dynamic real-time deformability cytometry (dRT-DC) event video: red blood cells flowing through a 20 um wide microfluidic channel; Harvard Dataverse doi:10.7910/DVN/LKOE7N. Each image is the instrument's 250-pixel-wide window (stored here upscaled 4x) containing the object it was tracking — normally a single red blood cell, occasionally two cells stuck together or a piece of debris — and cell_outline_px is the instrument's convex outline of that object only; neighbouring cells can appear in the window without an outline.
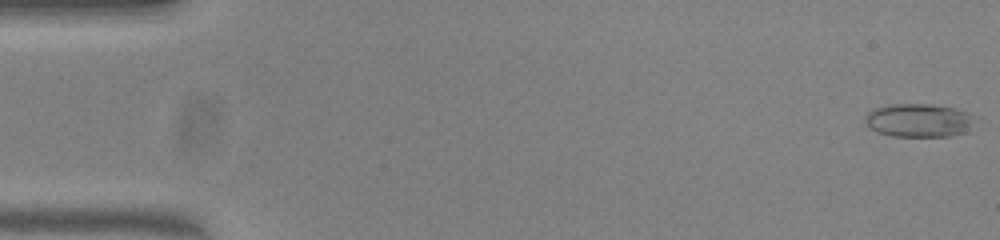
{"species": "common noctule bat (a hibernating species)", "species_latin": "Nyctalus noctula", "temperature_condition": "warm", "stored_images_in_passage": 54, "camera_frame_rate_fps": 3000, "um_per_image_px": 0.085, "animal": {"sex": "female", "body_mass_g": 23.0, "forearm_length_mm": 53.4}, "frame": {"image": 1, "passage_image": 1, "time_ms": 0.0, "image_size_px": [1000, 240], "cell_outline_px": [[976, 116], [964, 132], [948, 136], [892, 136], [876, 132], [864, 120], [864, 116], [872, 108], [888, 104], [932, 104], [952, 108], [968, 112]], "centroid_in_image_um": [78.04, 10.21], "position_along_channel_um": 7.0, "area_um2": 21.27}}
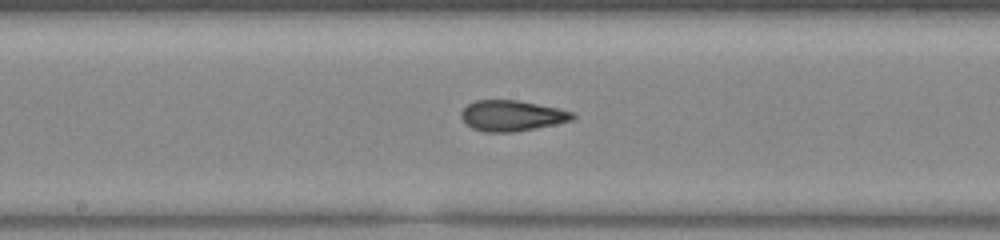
{"frame": {"image": 2, "passage_image": 28, "time_ms": 9.0, "image_size_px": [1000, 240], "cell_outline_px": [[576, 116], [572, 120], [556, 124], [536, 128], [512, 132], [484, 132], [472, 128], [460, 116], [460, 112], [468, 104], [476, 100], [516, 100], [560, 108], [576, 112]], "centroid_in_image_um": [43.54, 9.83], "position_along_channel_um": 204.7, "area_um2": 20.0}}
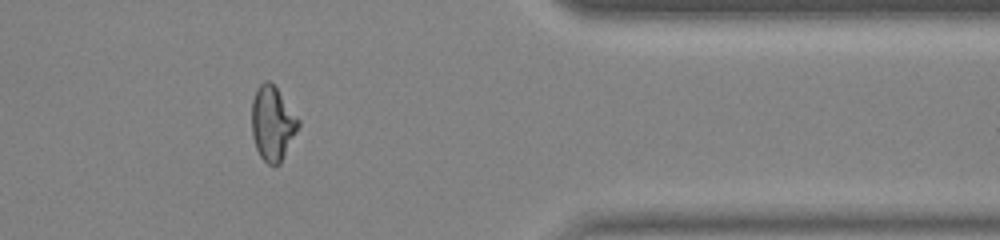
{"frame": {"image": 3, "passage_image": 44, "time_ms": 14.333, "image_size_px": [1000, 240], "cell_outline_px": [[300, 124], [280, 164], [268, 164], [260, 156], [256, 148], [252, 136], [252, 100], [256, 88], [264, 80], [268, 80], [276, 88], [300, 120]], "centroid_in_image_um": [23.15, 10.48], "position_along_channel_um": 388.3, "area_um2": 20.0}, "authors_computed_cell_mechanics": {"area_um2": 20.3167, "velocity_mm_per_s": 3.8398, "shape_relaxation_time_tau1_ms": null, "shape_relaxation_time_tau2_ms": 1.6731, "deformation_change_tau1": null, "deformation_change_tau2": 0.0818}}